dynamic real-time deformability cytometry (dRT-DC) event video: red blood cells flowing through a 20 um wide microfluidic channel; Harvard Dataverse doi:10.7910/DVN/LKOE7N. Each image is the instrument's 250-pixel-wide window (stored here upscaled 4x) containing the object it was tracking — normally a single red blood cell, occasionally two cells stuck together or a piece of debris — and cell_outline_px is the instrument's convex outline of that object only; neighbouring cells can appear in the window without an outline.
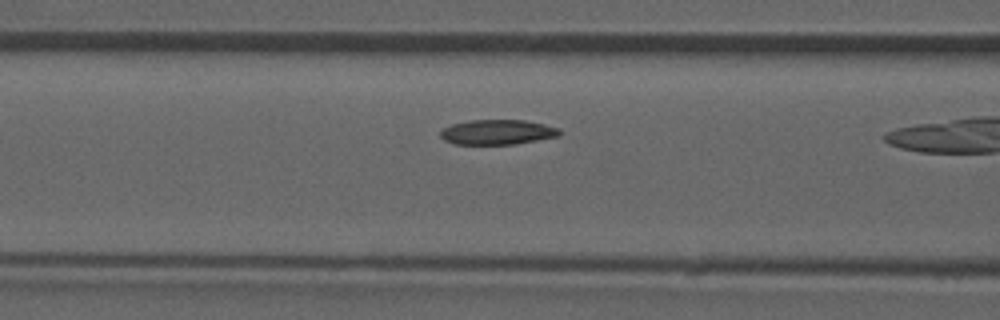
{"species": "common noctule bat (a hibernating species)", "species_latin": "Nyctalus noctula", "temperature_condition": "room temperature", "stored_images_in_passage": 15, "camera_frame_rate_fps": 3000, "um_per_image_px": 0.085, "animal": {"sex": "male", "forearm_length_mm": 52.5}, "frame": {"image": 1, "passage_image": 13, "time_ms": 4.0, "image_size_px": [1000, 320], "cell_outline_px": [[560, 136], [516, 144], [452, 144], [444, 140], [440, 136], [440, 132], [444, 128], [452, 124], [468, 120], [524, 120], [544, 124], [560, 128]], "centroid_in_image_um": [42.29, 11.23], "position_along_channel_um": 124.3, "area_um2": 17.4}}